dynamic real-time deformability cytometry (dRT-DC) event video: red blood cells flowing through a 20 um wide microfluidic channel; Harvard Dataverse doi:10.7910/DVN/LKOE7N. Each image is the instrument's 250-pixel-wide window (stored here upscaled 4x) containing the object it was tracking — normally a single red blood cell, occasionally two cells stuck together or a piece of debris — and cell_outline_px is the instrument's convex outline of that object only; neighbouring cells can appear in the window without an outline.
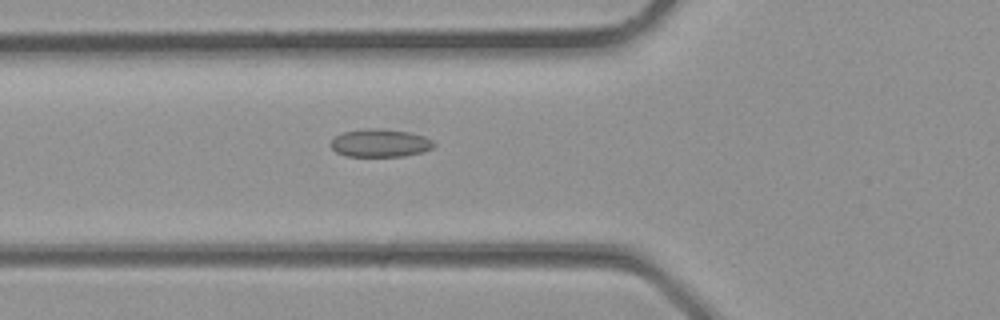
{"species": "common noctule bat (a hibernating species)", "species_latin": "Nyctalus noctula", "temperature_condition": "room temperature", "stored_images_in_passage": 30, "camera_frame_rate_fps": 3000, "um_per_image_px": 0.085, "animal": {"sex": "male", "body_mass_g": 23.1, "forearm_length_mm": 52.7}, "frame": {"image": 1, "passage_image": 8, "time_ms": 2.333, "image_size_px": [1000, 320], "cell_outline_px": [[436, 144], [432, 148], [424, 152], [404, 156], [344, 156], [336, 152], [328, 144], [336, 136], [344, 132], [364, 128], [380, 128], [408, 132], [424, 136], [432, 140]], "centroid_in_image_um": [32.3, 12.16], "position_along_channel_um": 93.5, "area_um2": 16.94}}
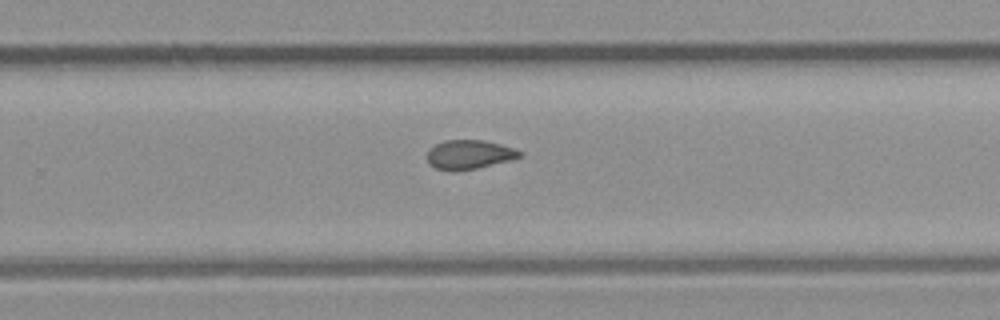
{"frame": {"image": 2, "passage_image": 18, "time_ms": 5.667, "image_size_px": [1000, 320], "cell_outline_px": [[524, 156], [512, 160], [476, 168], [456, 172], [452, 172], [436, 168], [428, 164], [428, 148], [444, 140], [484, 140], [500, 144], [524, 152]], "centroid_in_image_um": [39.89, 13.15], "position_along_channel_um": 289.9, "area_um2": 15.95}}
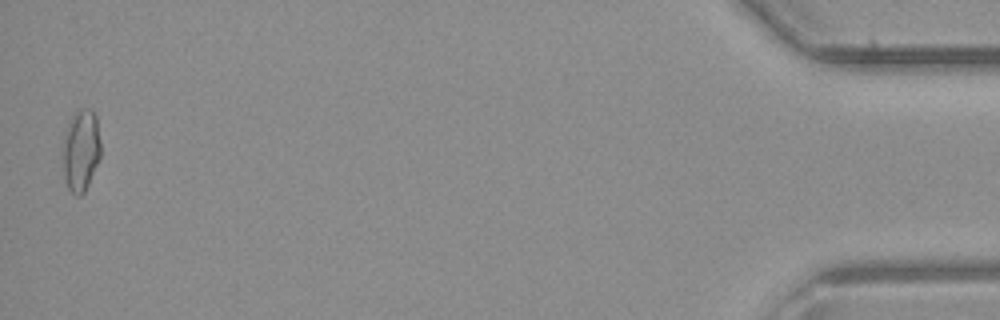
{"frame": {"image": 3, "passage_image": 30, "time_ms": 9.667, "image_size_px": [1000, 320], "cell_outline_px": [[100, 156], [88, 184], [84, 192], [80, 196], [76, 196], [68, 188], [64, 180], [60, 152], [68, 124], [76, 108], [88, 108], [96, 116], [100, 140]], "centroid_in_image_um": [6.83, 12.78], "position_along_channel_um": 428.4, "area_um2": 18.44}}